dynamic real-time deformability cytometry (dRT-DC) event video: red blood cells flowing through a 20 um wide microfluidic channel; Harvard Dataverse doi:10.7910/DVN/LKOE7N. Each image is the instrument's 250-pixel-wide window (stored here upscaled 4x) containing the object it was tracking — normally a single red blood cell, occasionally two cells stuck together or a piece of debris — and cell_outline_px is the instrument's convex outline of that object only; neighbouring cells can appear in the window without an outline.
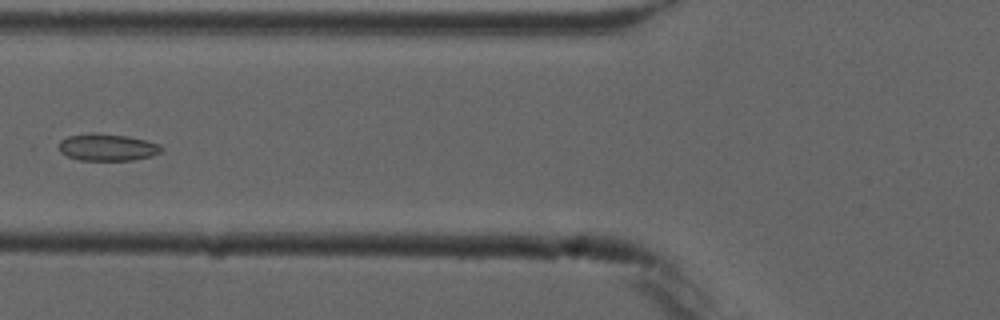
{"species": "common noctule bat (a hibernating species)", "species_latin": "Nyctalus noctula", "temperature_condition": "cold", "stored_images_in_passage": 6, "camera_frame_rate_fps": 3000, "um_per_image_px": 0.085, "animal": {"sex": "male", "forearm_length_mm": 52.5}, "frame": {"image": 1, "passage_image": 6, "time_ms": 6.333, "image_size_px": [1000, 320], "cell_outline_px": [[164, 148], [160, 152], [152, 156], [132, 160], [80, 160], [68, 156], [60, 152], [60, 140], [68, 136], [92, 132], [96, 132], [128, 136], [160, 144]], "centroid_in_image_um": [9.13, 12.51], "position_along_channel_um": 116.7, "area_um2": 16.18}}